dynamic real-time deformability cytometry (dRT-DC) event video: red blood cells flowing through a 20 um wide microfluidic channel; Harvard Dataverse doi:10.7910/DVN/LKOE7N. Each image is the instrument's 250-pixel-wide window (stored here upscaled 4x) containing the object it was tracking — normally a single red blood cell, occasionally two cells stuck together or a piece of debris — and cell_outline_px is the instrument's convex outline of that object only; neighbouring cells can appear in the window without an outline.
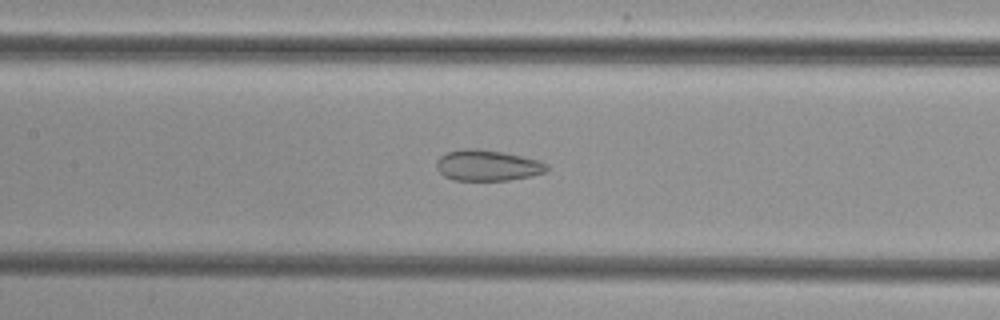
{"species": "common noctule bat (a hibernating species)", "species_latin": "Nyctalus noctula", "temperature_condition": "cold", "stored_images_in_passage": 44, "camera_frame_rate_fps": 3000, "um_per_image_px": 0.085, "animal": {"sex": "female", "body_mass_g": 29.2, "forearm_length_mm": 56.3}, "frame": {"image": 1, "passage_image": 17, "time_ms": 5.333, "image_size_px": [1000, 320], "cell_outline_px": [[548, 168], [544, 172], [532, 176], [508, 180], [452, 180], [444, 176], [436, 168], [436, 160], [440, 156], [448, 152], [460, 148], [476, 148], [504, 152], [540, 160], [548, 164]], "centroid_in_image_um": [41.42, 14.05], "position_along_channel_um": 166.0, "area_um2": 20.06}}
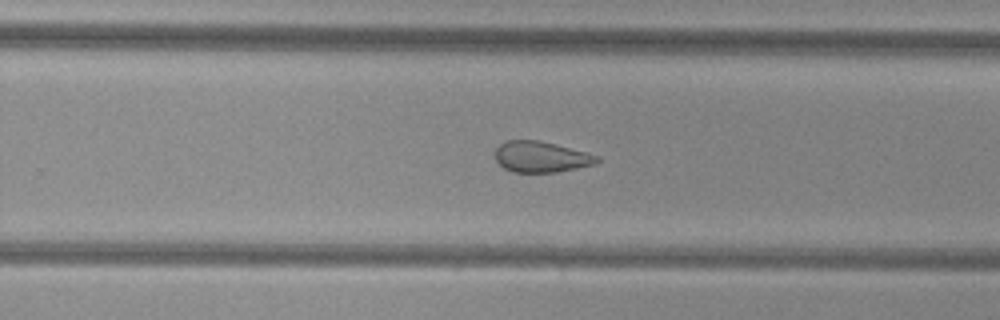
{"frame": {"image": 2, "passage_image": 26, "time_ms": 8.333, "image_size_px": [1000, 320], "cell_outline_px": [[600, 160], [596, 164], [556, 172], [512, 172], [504, 168], [496, 160], [496, 148], [500, 144], [508, 140], [540, 140], [588, 152], [600, 156]], "centroid_in_image_um": [46.03, 13.33], "position_along_channel_um": 283.8, "area_um2": 18.44}}
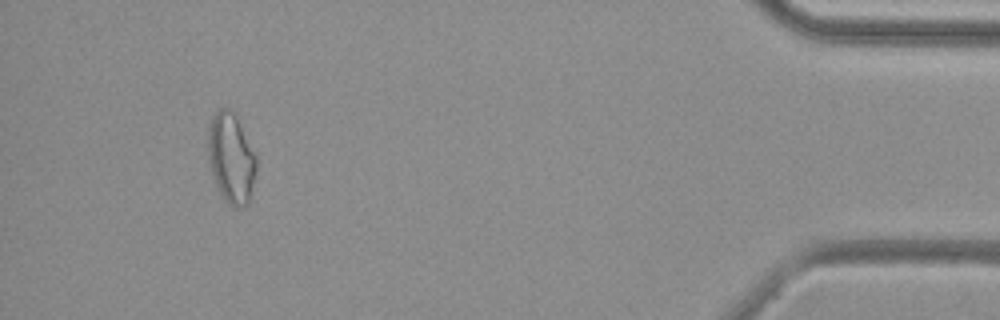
{"frame": {"image": 3, "passage_image": 41, "time_ms": 13.333, "image_size_px": [1000, 320], "cell_outline_px": [[256, 168], [248, 204], [240, 208], [232, 208], [220, 196], [208, 160], [208, 128], [212, 116], [220, 108], [228, 108], [236, 116], [256, 152]], "centroid_in_image_um": [19.64, 13.46], "position_along_channel_um": 415.6, "area_um2": 25.55}}